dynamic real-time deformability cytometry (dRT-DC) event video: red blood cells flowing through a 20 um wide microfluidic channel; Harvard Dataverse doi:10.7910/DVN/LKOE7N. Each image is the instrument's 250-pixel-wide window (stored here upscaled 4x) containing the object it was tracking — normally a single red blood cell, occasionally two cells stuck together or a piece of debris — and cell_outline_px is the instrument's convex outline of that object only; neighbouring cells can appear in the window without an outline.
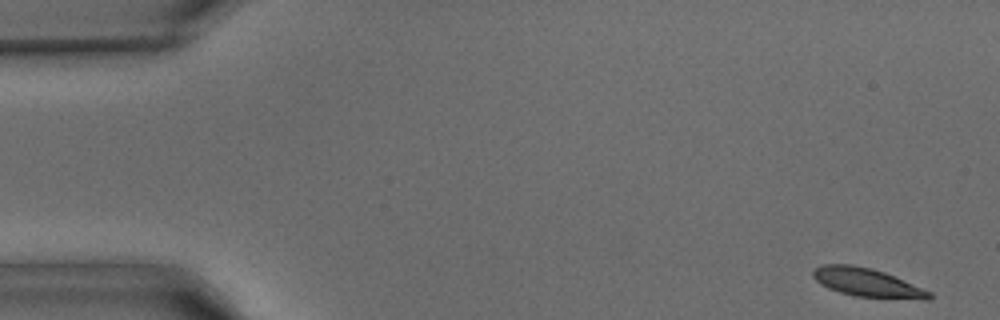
{"species": "common noctule bat (a hibernating species)", "species_latin": "Nyctalus noctula", "temperature_condition": "warm", "stored_images_in_passage": 41, "camera_frame_rate_fps": 3000, "um_per_image_px": 0.085, "animal": {"sex": "male", "body_mass_g": 15.6}, "frame": {"image": 1, "passage_image": 1, "time_ms": 0.0, "image_size_px": [1000, 320], "cell_outline_px": [[932, 296], [928, 300], [924, 300], [852, 296], [828, 288], [820, 284], [812, 276], [812, 268], [824, 264], [852, 264], [872, 268], [884, 272], [932, 292]], "centroid_in_image_um": [73.68, 24.02], "position_along_channel_um": 11.3, "area_um2": 19.54}}
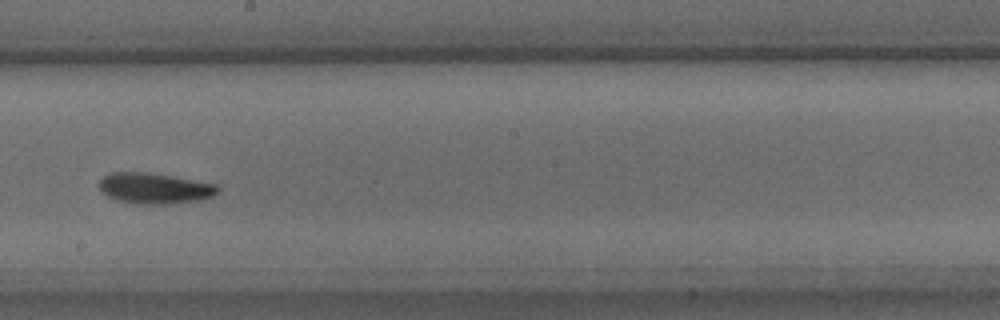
{"frame": {"image": 2, "passage_image": 23, "time_ms": 7.333, "image_size_px": [1000, 320], "cell_outline_px": [[220, 188], [212, 196], [200, 200], [168, 204], [140, 204], [120, 200], [108, 196], [100, 188], [100, 180], [104, 176], [112, 172], [144, 172], [216, 184]], "centroid_in_image_um": [13.15, 16.01], "position_along_channel_um": 235.1, "area_um2": 20.75}}
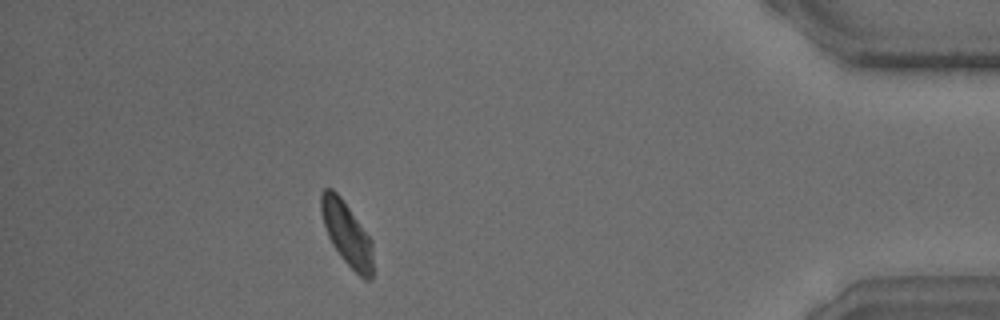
{"frame": {"image": 3, "passage_image": 37, "time_ms": 12.0, "image_size_px": [1000, 320], "cell_outline_px": [[372, 280], [364, 280], [340, 256], [332, 244], [328, 236], [320, 212], [320, 192], [324, 188], [332, 188], [340, 196], [372, 240]], "centroid_in_image_um": [29.46, 19.84], "position_along_channel_um": 405.7, "area_um2": 19.13}}